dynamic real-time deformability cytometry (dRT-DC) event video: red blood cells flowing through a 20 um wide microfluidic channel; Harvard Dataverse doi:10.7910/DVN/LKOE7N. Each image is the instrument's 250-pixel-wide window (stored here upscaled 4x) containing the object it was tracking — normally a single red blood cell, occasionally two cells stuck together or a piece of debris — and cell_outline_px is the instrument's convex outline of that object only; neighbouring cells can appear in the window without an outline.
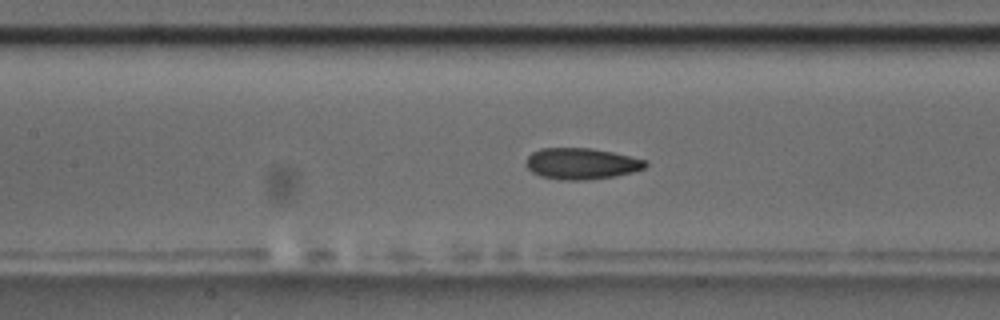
{"species": "common noctule bat (a hibernating species)", "species_latin": "Nyctalus noctula", "temperature_condition": "room temperature", "stored_images_in_passage": 57, "camera_frame_rate_fps": 3000, "um_per_image_px": 0.085, "animal": {"sex": "male", "body_mass_g": 17.5, "forearm_length_mm": 52.3}, "frame": {"image": 1, "passage_image": 26, "time_ms": 8.333, "image_size_px": [1000, 320], "cell_outline_px": [[648, 164], [644, 168], [632, 172], [616, 176], [584, 180], [564, 180], [540, 176], [532, 172], [524, 164], [528, 156], [532, 152], [540, 148], [592, 148], [612, 152], [648, 160]], "centroid_in_image_um": [49.42, 13.9], "position_along_channel_um": 158.0, "area_um2": 21.85}}
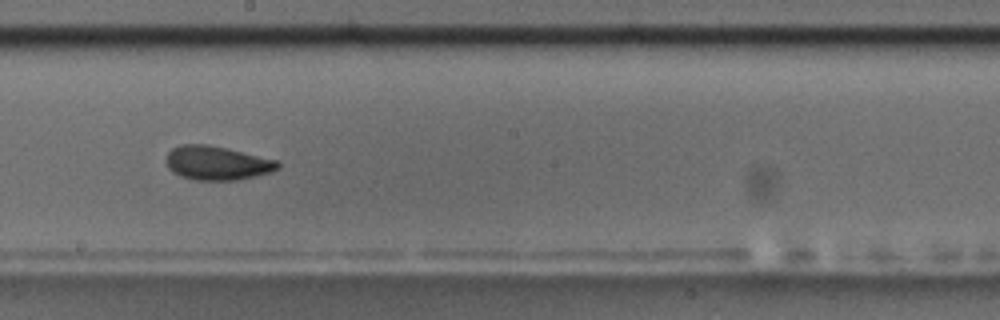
{"frame": {"image": 2, "passage_image": 32, "time_ms": 10.333, "image_size_px": [1000, 320], "cell_outline_px": [[280, 168], [272, 172], [256, 176], [236, 180], [196, 180], [180, 176], [172, 172], [168, 168], [164, 160], [168, 152], [172, 148], [180, 144], [208, 144], [276, 160], [280, 164]], "centroid_in_image_um": [18.4, 13.86], "position_along_channel_um": 229.8, "area_um2": 22.2}}
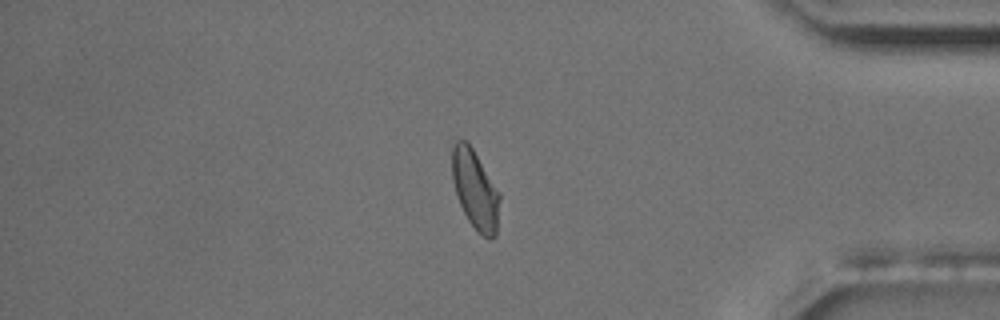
{"frame": {"image": 3, "passage_image": 48, "time_ms": 15.667, "image_size_px": [1000, 320], "cell_outline_px": [[500, 200], [496, 236], [492, 240], [488, 240], [468, 220], [460, 204], [452, 180], [452, 148], [456, 140], [468, 140], [500, 192]], "centroid_in_image_um": [40.4, 16.09], "position_along_channel_um": 394.8, "area_um2": 22.02}, "authors_computed_cell_mechanics": {"area_um2": 21.5016, "velocity_mm_per_s": 3.6208, "shape_relaxation_time_tau1_ms": 4.0354, "shape_relaxation_time_tau2_ms": 1.9867, "deformation_change_tau1": 0.1207, "deformation_change_tau2": 0.0582}}